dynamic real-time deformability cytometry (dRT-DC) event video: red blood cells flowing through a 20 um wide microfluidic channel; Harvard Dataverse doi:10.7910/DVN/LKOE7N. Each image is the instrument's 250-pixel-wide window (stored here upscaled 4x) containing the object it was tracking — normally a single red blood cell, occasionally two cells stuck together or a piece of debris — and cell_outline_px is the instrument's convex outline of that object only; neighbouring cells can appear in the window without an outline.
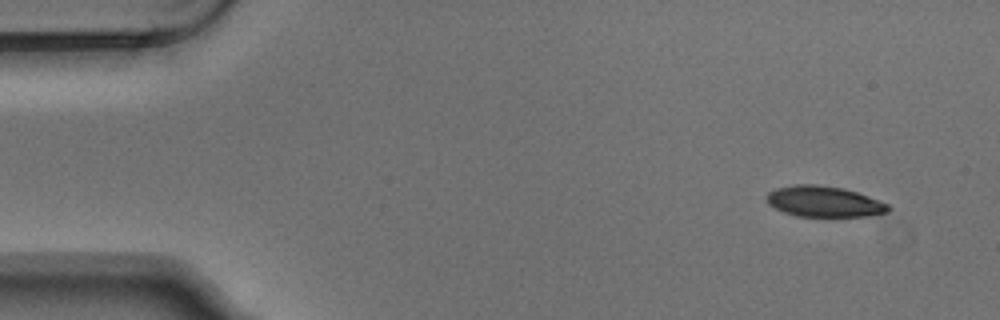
{"species": "Egyptian fruit bat (a non-hibernating species)", "species_latin": "Rousettus aegyptiacus", "temperature_condition": "warm", "stored_images_in_passage": 4, "camera_frame_rate_fps": 3000, "um_per_image_px": 0.085, "animal": {"sex": "male"}, "frame": {"image": 1, "passage_image": 1, "time_ms": 0.0, "image_size_px": [1000, 320], "cell_outline_px": [[892, 208], [888, 212], [872, 216], [796, 216], [784, 212], [768, 204], [768, 192], [776, 188], [796, 184], [816, 184], [844, 188], [868, 196], [888, 204]], "centroid_in_image_um": [70.07, 17.13], "position_along_channel_um": 14.9, "area_um2": 21.79}}
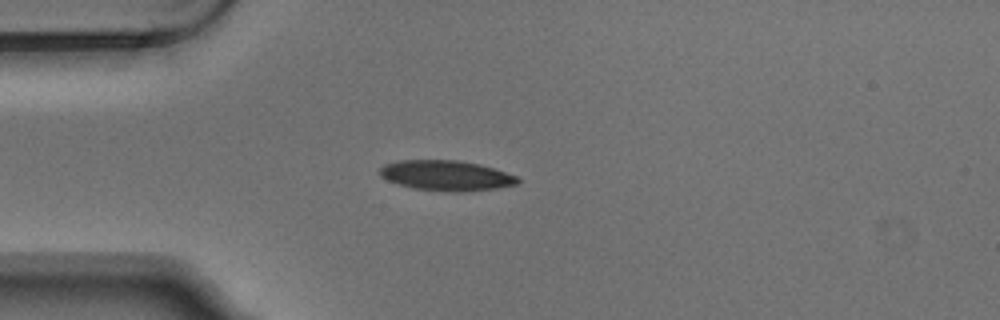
{"frame": {"image": 2, "passage_image": 4, "time_ms": 1.0, "image_size_px": [1000, 320], "cell_outline_px": [[520, 180], [516, 184], [496, 188], [460, 192], [452, 192], [412, 188], [396, 184], [380, 176], [380, 168], [384, 164], [396, 160], [460, 160], [480, 164], [516, 176]], "centroid_in_image_um": [37.88, 14.91], "position_along_channel_um": 47.1, "area_um2": 24.28}}